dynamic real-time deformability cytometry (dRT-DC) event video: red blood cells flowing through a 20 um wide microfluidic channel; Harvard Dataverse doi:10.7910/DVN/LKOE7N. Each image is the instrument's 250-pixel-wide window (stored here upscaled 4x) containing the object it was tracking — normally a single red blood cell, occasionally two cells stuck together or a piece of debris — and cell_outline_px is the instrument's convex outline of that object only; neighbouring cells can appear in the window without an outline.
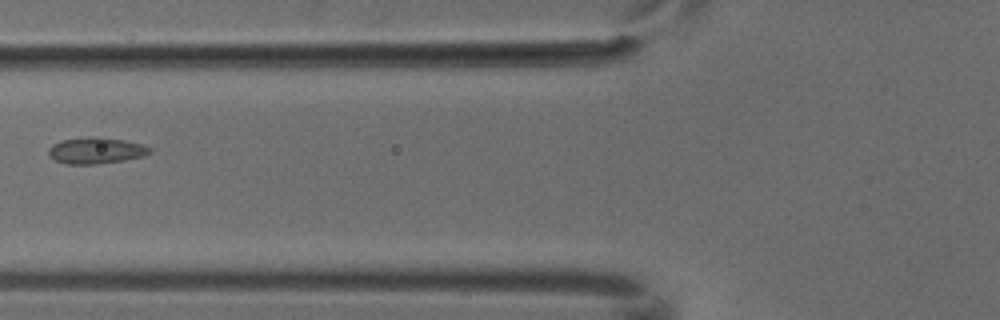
{"species": "common noctule bat (a hibernating species)", "species_latin": "Nyctalus noctula", "temperature_condition": "cold", "stored_images_in_passage": 6, "camera_frame_rate_fps": 3000, "um_per_image_px": 0.085, "animal": {"sex": "male", "body_mass_g": 18.8}, "frame": {"image": 1, "passage_image": 6, "time_ms": 1.667, "image_size_px": [1000, 320], "cell_outline_px": [[152, 152], [144, 156], [124, 160], [96, 164], [64, 164], [52, 160], [48, 156], [48, 148], [52, 144], [64, 140], [88, 136], [96, 136], [124, 140], [140, 144], [152, 148]], "centroid_in_image_um": [8.12, 12.8], "position_along_channel_um": 117.7, "area_um2": 15.72}}